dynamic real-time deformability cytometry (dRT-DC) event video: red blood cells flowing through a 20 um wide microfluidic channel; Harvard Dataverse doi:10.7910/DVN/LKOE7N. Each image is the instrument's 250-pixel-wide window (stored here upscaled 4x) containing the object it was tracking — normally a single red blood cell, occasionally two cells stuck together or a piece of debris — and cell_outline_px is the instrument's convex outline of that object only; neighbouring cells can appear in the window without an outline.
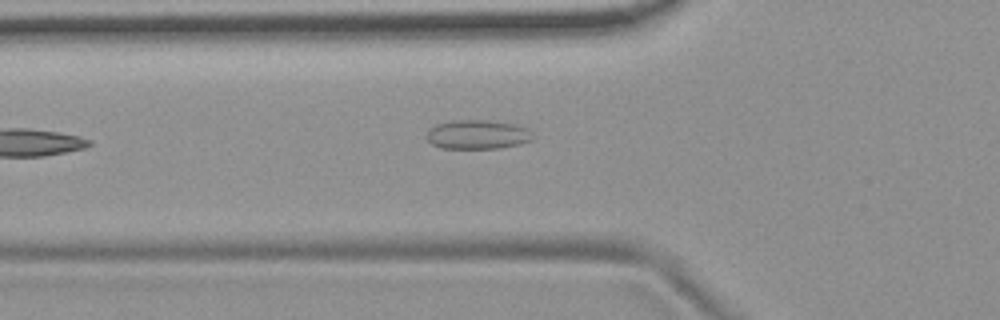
{"species": "common noctule bat (a hibernating species)", "species_latin": "Nyctalus noctula", "temperature_condition": "room temperature", "stored_images_in_passage": 4, "camera_frame_rate_fps": 3000, "um_per_image_px": 0.085, "animal": {"sex": "female", "body_mass_g": 19.9}, "frame": {"image": 1, "passage_image": 4, "time_ms": 1.0, "image_size_px": [1000, 320], "cell_outline_px": [[536, 136], [532, 140], [520, 144], [500, 148], [440, 148], [432, 144], [424, 136], [436, 124], [452, 120], [484, 120], [516, 124], [528, 128]], "centroid_in_image_um": [40.63, 11.43], "position_along_channel_um": 85.2, "area_um2": 18.21}}